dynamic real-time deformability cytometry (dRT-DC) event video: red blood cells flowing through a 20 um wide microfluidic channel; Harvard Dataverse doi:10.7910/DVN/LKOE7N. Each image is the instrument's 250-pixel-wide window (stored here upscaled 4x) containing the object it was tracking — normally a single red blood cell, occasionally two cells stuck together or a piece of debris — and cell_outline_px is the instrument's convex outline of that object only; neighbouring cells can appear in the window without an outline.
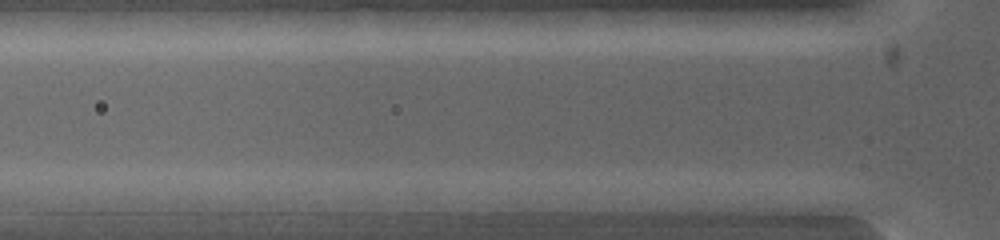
{"species": "common noctule bat (a hibernating species)", "species_latin": "Nyctalus noctula", "temperature_condition": "warm", "stored_images_in_passage": 2, "camera_frame_rate_fps": 5000, "um_per_image_px": 0.085, "animal": {"sex": "female", "body_mass_g": 19.0, "forearm_length_mm": 53.3}, "frame": {"image": 1, "passage_image": 2, "time_ms": 0.4, "image_size_px": [1000, 240], "cell_outline_px": [[596, 200], [576, 212], [496, 212], [496, 200], [508, 196], [528, 192], [580, 192]], "centroid_in_image_um": [46.23, 17.2], "position_along_channel_um": 79.6, "area_um2": 12.31}}